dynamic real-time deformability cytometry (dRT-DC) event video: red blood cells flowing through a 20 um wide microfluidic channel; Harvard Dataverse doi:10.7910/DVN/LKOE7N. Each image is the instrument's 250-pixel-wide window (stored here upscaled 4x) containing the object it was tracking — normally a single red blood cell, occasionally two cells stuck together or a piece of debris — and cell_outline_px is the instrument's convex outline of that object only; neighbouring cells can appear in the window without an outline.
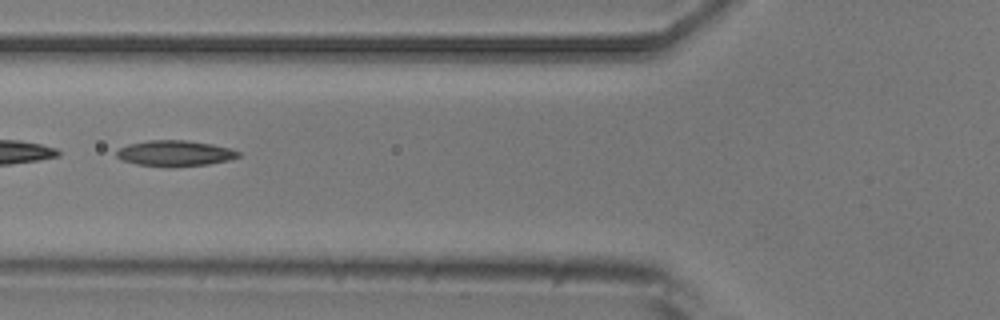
{"species": "common noctule bat (a hibernating species)", "species_latin": "Nyctalus noctula", "temperature_condition": "room temperature", "stored_images_in_passage": 7, "camera_frame_rate_fps": 3000, "um_per_image_px": 0.085, "animal": {"sex": "male", "body_mass_g": 20.5, "forearm_length_mm": 52.5}, "frame": {"image": 1, "passage_image": 6, "time_ms": 6.0, "image_size_px": [1000, 320], "cell_outline_px": [[240, 156], [228, 160], [208, 164], [136, 164], [124, 160], [116, 156], [116, 152], [120, 148], [128, 144], [148, 140], [184, 140], [212, 144], [232, 148], [240, 152]], "centroid_in_image_um": [14.9, 12.98], "position_along_channel_um": 110.9, "area_um2": 17.4}}
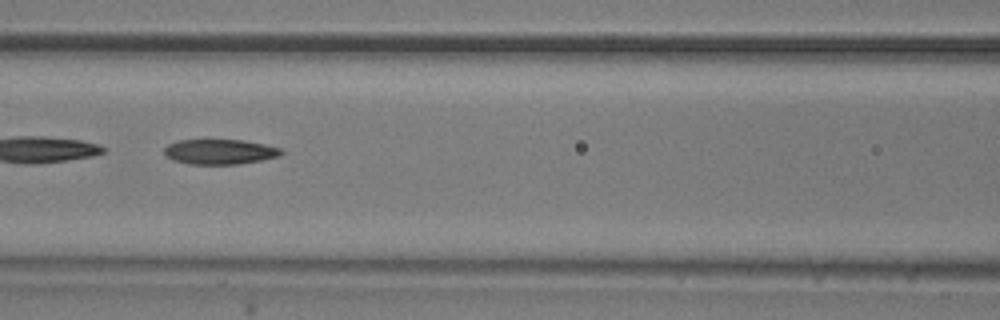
{"frame": {"image": 2, "passage_image": 7, "time_ms": 7.0, "image_size_px": [1000, 320], "cell_outline_px": [[284, 152], [280, 156], [260, 160], [236, 164], [188, 164], [172, 160], [164, 156], [164, 148], [168, 144], [180, 140], [244, 140], [264, 144], [280, 148]], "centroid_in_image_um": [18.65, 12.9], "position_along_channel_um": 147.9, "area_um2": 17.11}}